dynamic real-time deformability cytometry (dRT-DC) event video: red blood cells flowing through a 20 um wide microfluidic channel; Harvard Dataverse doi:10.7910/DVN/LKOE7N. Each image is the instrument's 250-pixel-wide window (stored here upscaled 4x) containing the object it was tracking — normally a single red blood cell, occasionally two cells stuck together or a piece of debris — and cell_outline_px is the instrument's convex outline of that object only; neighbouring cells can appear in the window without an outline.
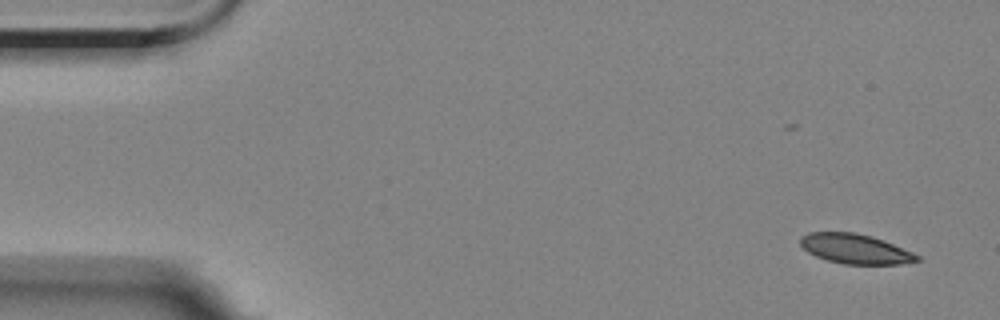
{"species": "Egyptian fruit bat (a non-hibernating species)", "species_latin": "Rousettus aegyptiacus", "temperature_condition": "room temperature", "stored_images_in_passage": 6, "camera_frame_rate_fps": 3000, "um_per_image_px": 0.085, "animal": {"sex": "female"}, "frame": {"image": 1, "passage_image": 1, "time_ms": 0.0, "image_size_px": [1000, 320], "cell_outline_px": [[920, 260], [900, 264], [844, 264], [828, 260], [816, 256], [808, 252], [800, 244], [800, 236], [808, 232], [856, 232], [872, 236], [884, 240], [912, 252], [920, 256]], "centroid_in_image_um": [72.69, 21.14], "position_along_channel_um": 12.3, "area_um2": 20.23}}
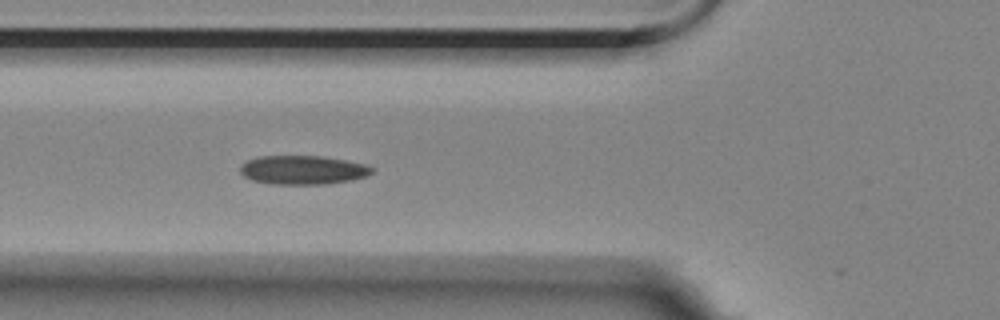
{"frame": {"image": 2, "passage_image": 6, "time_ms": 5.667, "image_size_px": [1000, 320], "cell_outline_px": [[376, 168], [368, 176], [352, 180], [328, 184], [272, 184], [252, 180], [244, 176], [240, 172], [240, 164], [248, 160], [260, 156], [324, 156], [368, 164]], "centroid_in_image_um": [25.79, 14.44], "position_along_channel_um": 100.0, "area_um2": 22.48}}